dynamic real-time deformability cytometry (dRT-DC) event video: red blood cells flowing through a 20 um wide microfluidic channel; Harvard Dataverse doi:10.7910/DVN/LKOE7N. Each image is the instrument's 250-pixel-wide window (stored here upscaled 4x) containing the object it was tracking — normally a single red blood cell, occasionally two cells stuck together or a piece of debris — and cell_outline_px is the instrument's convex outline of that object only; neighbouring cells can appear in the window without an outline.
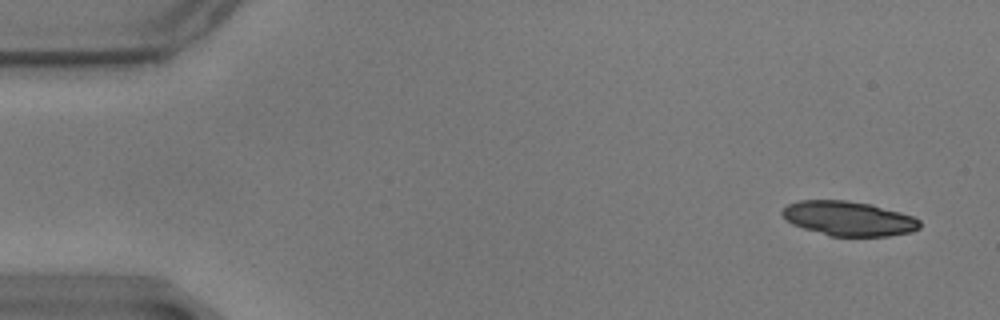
{"species": "common noctule bat (a hibernating species)", "species_latin": "Nyctalus noctula", "temperature_condition": "warm", "stored_images_in_passage": 56, "camera_frame_rate_fps": 3000, "um_per_image_px": 0.085, "animal": {"sex": "male", "body_mass_g": 17.9}, "frame": {"image": 1, "passage_image": 2, "time_ms": 0.333, "image_size_px": [1000, 320], "cell_outline_px": [[920, 228], [912, 232], [888, 236], [828, 236], [792, 224], [780, 212], [788, 204], [800, 200], [844, 200], [872, 204], [900, 212], [912, 216], [920, 220]], "centroid_in_image_um": [72.15, 18.57], "position_along_channel_um": 12.8, "area_um2": 27.69}}
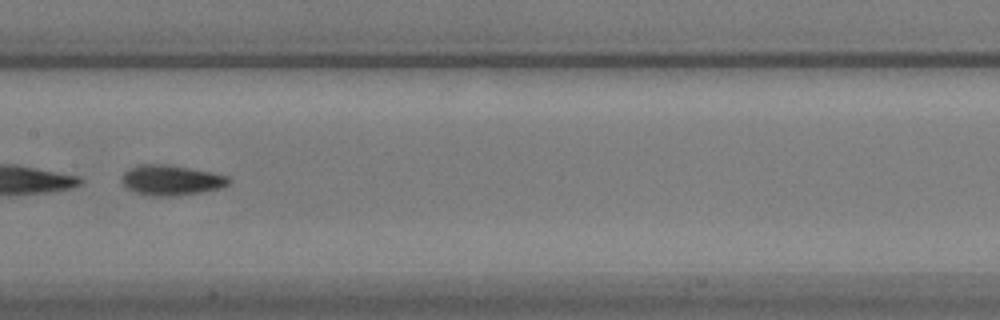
{"frame": {"image": 2, "passage_image": 28, "time_ms": 9.0, "image_size_px": [1000, 320], "cell_outline_px": [[232, 180], [228, 184], [220, 188], [180, 196], [152, 196], [136, 192], [124, 188], [120, 180], [124, 172], [128, 168], [136, 164], [168, 164], [212, 172], [228, 176]], "centroid_in_image_um": [14.51, 15.31], "position_along_channel_um": 192.9, "area_um2": 19.19}}
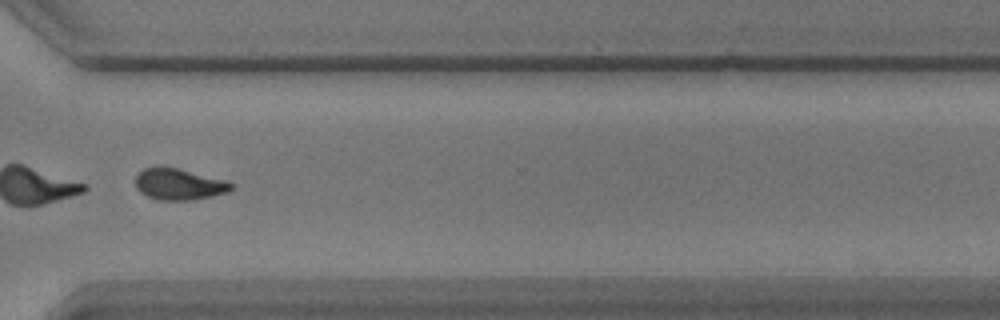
{"frame": {"image": 3, "passage_image": 42, "time_ms": 13.667, "image_size_px": [1000, 320], "cell_outline_px": [[236, 184], [228, 192], [212, 196], [192, 200], [160, 200], [148, 196], [140, 192], [136, 188], [136, 176], [144, 168], [156, 164], [160, 164], [228, 180]], "centroid_in_image_um": [15.23, 15.63], "position_along_channel_um": 355.4, "area_um2": 17.92}, "authors_computed_cell_mechanics": {"area_um2": 27.9463, "velocity_mm_per_s": 3.4822, "shape_relaxation_time_tau1_ms": 1.3049, "shape_relaxation_time_tau2_ms": 3.8583, "deformation_change_tau1": 0.3012, "deformation_change_tau2": 0.0985}}